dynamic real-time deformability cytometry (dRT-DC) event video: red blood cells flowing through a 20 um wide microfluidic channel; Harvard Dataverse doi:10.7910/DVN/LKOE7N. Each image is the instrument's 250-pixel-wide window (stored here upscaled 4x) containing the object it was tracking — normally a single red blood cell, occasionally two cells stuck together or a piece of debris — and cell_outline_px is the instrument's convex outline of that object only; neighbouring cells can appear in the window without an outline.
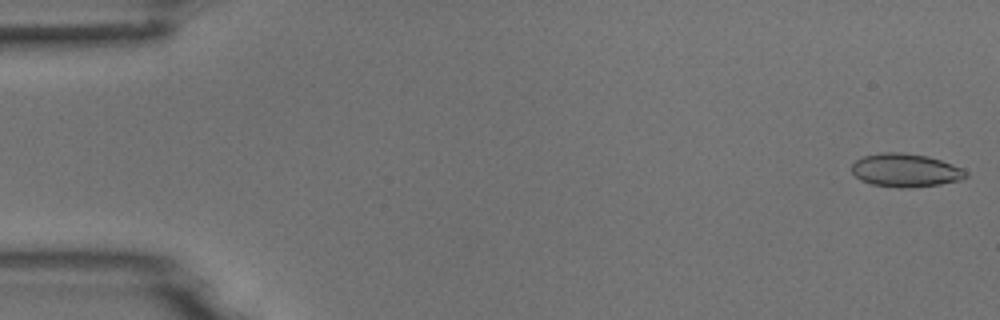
{"species": "common noctule bat (a hibernating species)", "species_latin": "Nyctalus noctula", "temperature_condition": "room temperature", "stored_images_in_passage": 15, "camera_frame_rate_fps": 3000, "um_per_image_px": 0.085, "animal": {"sex": "male", "body_mass_g": 18.8}, "frame": {"image": 1, "passage_image": 1, "time_ms": 0.0, "image_size_px": [1000, 320], "cell_outline_px": [[968, 176], [964, 180], [940, 184], [900, 188], [872, 184], [860, 180], [852, 172], [852, 164], [856, 160], [864, 156], [884, 152], [900, 152], [928, 156], [964, 168], [968, 172]], "centroid_in_image_um": [77.01, 14.47], "position_along_channel_um": 8.0, "area_um2": 22.2}}
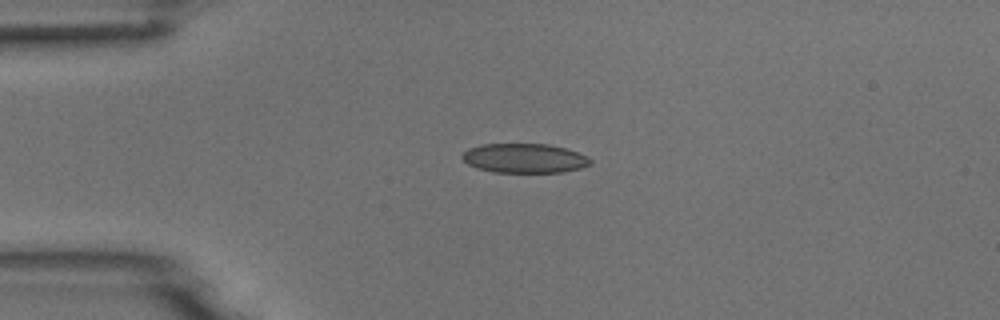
{"frame": {"image": 2, "passage_image": 12, "time_ms": 3.667, "image_size_px": [1000, 320], "cell_outline_px": [[592, 164], [580, 168], [564, 172], [492, 172], [476, 168], [468, 164], [460, 156], [468, 148], [480, 144], [548, 144], [564, 148], [588, 156], [592, 160]], "centroid_in_image_um": [44.56, 13.45], "position_along_channel_um": 40.4, "area_um2": 22.02}}